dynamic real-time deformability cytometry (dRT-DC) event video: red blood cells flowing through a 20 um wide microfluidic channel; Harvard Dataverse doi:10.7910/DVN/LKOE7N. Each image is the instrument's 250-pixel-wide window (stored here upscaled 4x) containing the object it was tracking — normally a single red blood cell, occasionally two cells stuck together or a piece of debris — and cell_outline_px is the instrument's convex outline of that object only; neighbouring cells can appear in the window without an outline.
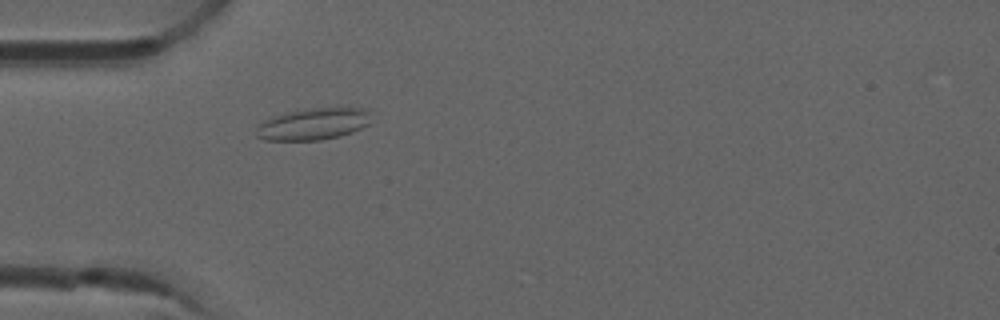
{"species": "common noctule bat (a hibernating species)", "species_latin": "Nyctalus noctula", "temperature_condition": "room temperature", "stored_images_in_passage": 1, "camera_frame_rate_fps": 3000, "um_per_image_px": 0.085, "animal": {"sex": "male", "forearm_length_mm": 52.5}, "frame": {"image": 1, "passage_image": 1, "time_ms": 0.0, "image_size_px": [1000, 320], "cell_outline_px": [[368, 124], [352, 132], [340, 136], [320, 140], [264, 140], [256, 136], [256, 128], [264, 120], [272, 116], [288, 112], [336, 104], [364, 108], [368, 112]], "centroid_in_image_um": [26.65, 10.5], "position_along_channel_um": 58.4, "area_um2": 21.73}}